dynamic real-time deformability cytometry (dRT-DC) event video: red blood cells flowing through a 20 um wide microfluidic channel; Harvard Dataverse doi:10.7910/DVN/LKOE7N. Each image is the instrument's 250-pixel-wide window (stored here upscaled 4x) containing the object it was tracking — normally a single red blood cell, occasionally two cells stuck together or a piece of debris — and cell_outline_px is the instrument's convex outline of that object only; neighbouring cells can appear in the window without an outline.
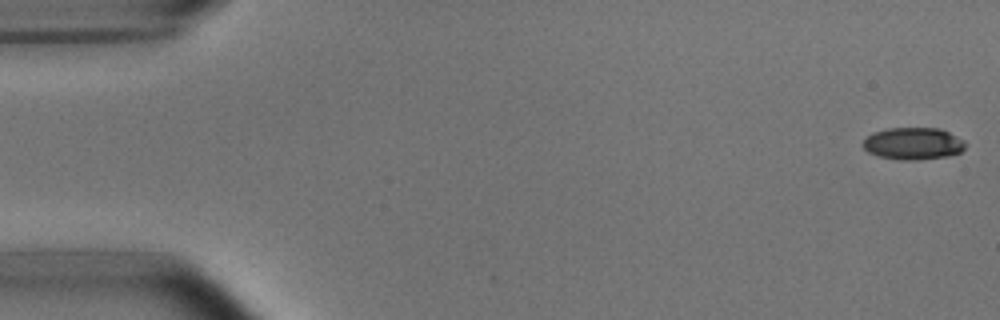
{"species": "common noctule bat (a hibernating species)", "species_latin": "Nyctalus noctula", "temperature_condition": "room temperature", "stored_images_in_passage": 53, "camera_frame_rate_fps": 3000, "um_per_image_px": 0.085, "animal": {"sex": "male", "body_mass_g": 15.6}, "frame": {"image": 1, "passage_image": 1, "time_ms": 0.0, "image_size_px": [1000, 320], "cell_outline_px": [[964, 148], [960, 152], [948, 156], [920, 160], [900, 160], [880, 156], [868, 152], [864, 148], [864, 140], [872, 132], [888, 128], [940, 128], [964, 140]], "centroid_in_image_um": [77.62, 12.2], "position_along_channel_um": 7.4, "area_um2": 19.07}}
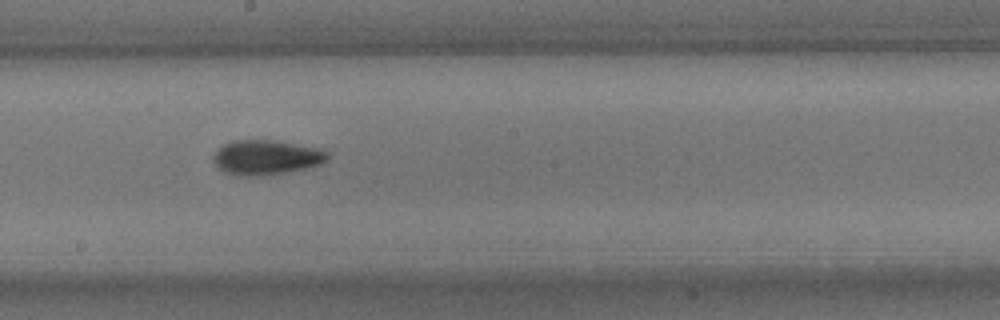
{"frame": {"image": 2, "passage_image": 29, "time_ms": 9.333, "image_size_px": [1000, 320], "cell_outline_px": [[328, 160], [312, 168], [264, 176], [236, 176], [224, 172], [212, 160], [212, 156], [224, 144], [232, 140], [276, 140], [320, 148], [328, 152]], "centroid_in_image_um": [22.67, 13.39], "position_along_channel_um": 225.5, "area_um2": 23.52}}
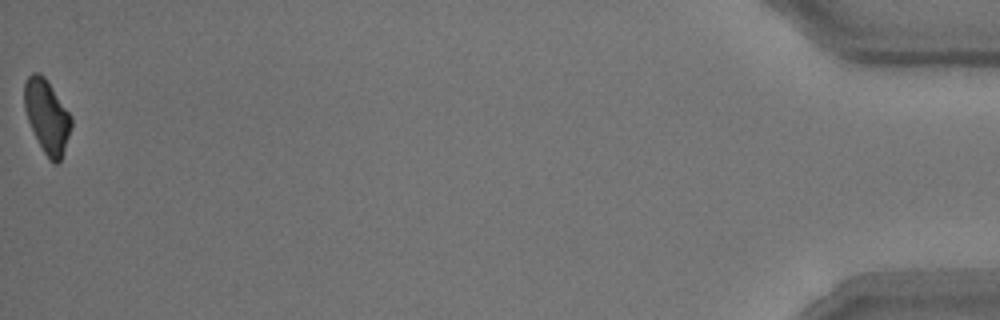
{"frame": {"image": 3, "passage_image": 53, "time_ms": 17.333, "image_size_px": [1000, 320], "cell_outline_px": [[72, 128], [60, 160], [56, 164], [52, 164], [44, 152], [28, 120], [24, 108], [24, 84], [28, 76], [32, 72], [40, 72], [44, 76], [72, 116]], "centroid_in_image_um": [4.0, 9.87], "position_along_channel_um": 431.2, "area_um2": 19.88}, "authors_computed_cell_mechanics": {"area_um2": 21.097, "velocity_mm_per_s": 3.7698, "shape_relaxation_time_tau1_ms": 3.5603, "shape_relaxation_time_tau2_ms": 4.3653, "deformation_change_tau1": 0.1344, "deformation_change_tau2": 0.112}}